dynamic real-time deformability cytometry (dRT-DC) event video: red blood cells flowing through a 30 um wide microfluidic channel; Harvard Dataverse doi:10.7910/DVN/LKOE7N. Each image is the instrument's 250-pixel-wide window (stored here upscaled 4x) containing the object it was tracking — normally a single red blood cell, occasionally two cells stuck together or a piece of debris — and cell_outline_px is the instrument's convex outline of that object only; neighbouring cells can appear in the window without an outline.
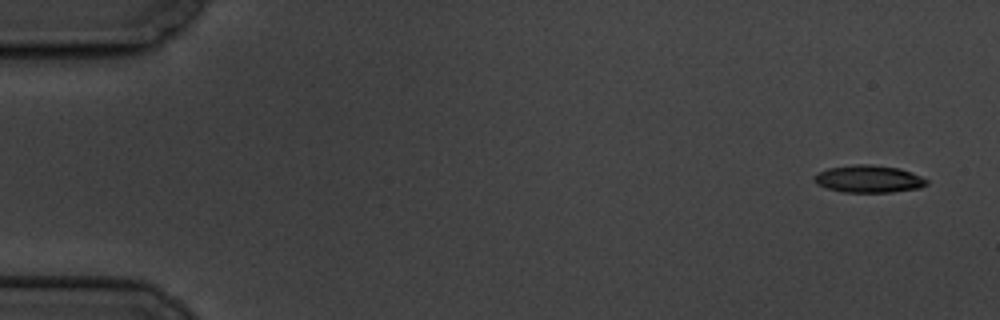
{"species": "common noctule bat (a hibernating species)", "species_latin": "Nyctalus noctula", "temperature_condition": "cold", "stored_images_in_passage": 5, "camera_frame_rate_fps": 3000, "um_per_image_px": 0.085, "animal": {"sex": "male", "body_mass_g": 19.5, "forearm_length_mm": 54.6}, "frame": {"image": 1, "passage_image": 1, "time_ms": 0.0, "image_size_px": [1000, 320], "cell_outline_px": [[928, 184], [920, 188], [892, 192], [844, 192], [828, 188], [816, 184], [812, 180], [812, 176], [828, 168], [856, 164], [868, 164], [900, 168], [920, 176], [928, 180]], "centroid_in_image_um": [73.83, 15.21], "position_along_channel_um": 11.2, "area_um2": 17.92}}